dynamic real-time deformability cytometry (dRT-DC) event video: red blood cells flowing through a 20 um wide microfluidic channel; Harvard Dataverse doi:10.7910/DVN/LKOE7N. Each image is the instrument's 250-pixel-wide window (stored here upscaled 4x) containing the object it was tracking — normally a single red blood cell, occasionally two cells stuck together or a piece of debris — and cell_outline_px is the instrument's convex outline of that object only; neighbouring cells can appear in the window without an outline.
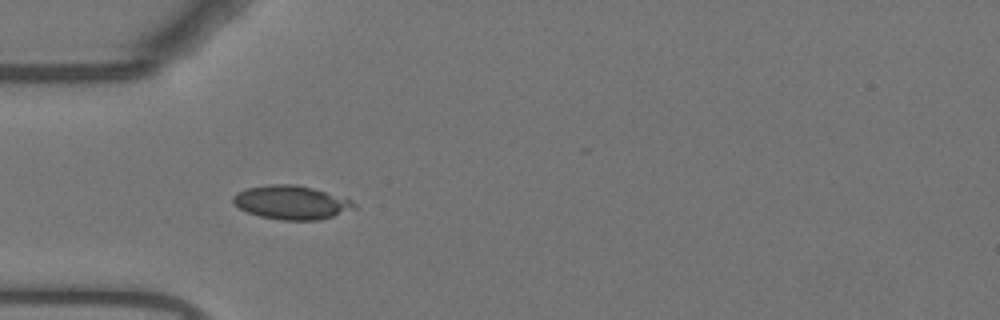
{"species": "Egyptian fruit bat (a non-hibernating species)", "species_latin": "Rousettus aegyptiacus", "temperature_condition": "warm", "stored_images_in_passage": 15, "camera_frame_rate_fps": 3000, "um_per_image_px": 0.085, "animal": {"sex": "female"}, "frame": {"image": 1, "passage_image": 5, "time_ms": 1.333, "image_size_px": [1000, 320], "cell_outline_px": [[356, 208], [320, 220], [280, 220], [260, 216], [248, 212], [240, 208], [232, 200], [232, 196], [236, 192], [248, 188], [268, 184], [296, 184], [312, 188], [352, 200], [356, 204]], "centroid_in_image_um": [24.75, 17.2], "position_along_channel_um": 60.2, "area_um2": 23.64}}
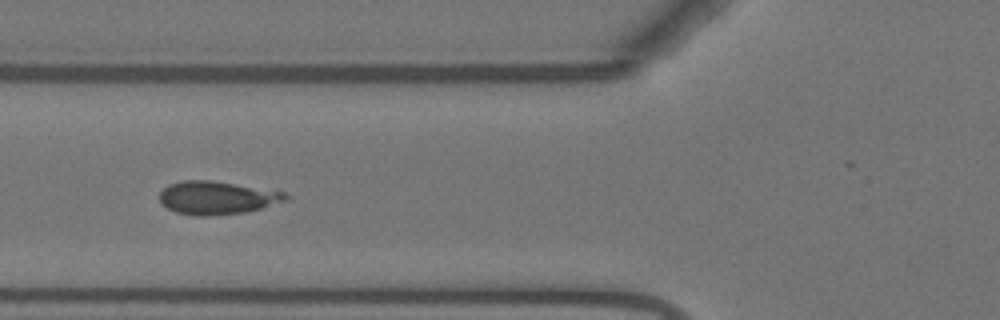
{"frame": {"image": 2, "passage_image": 9, "time_ms": 2.667, "image_size_px": [1000, 320], "cell_outline_px": [[292, 196], [288, 200], [260, 208], [244, 212], [208, 216], [196, 216], [176, 212], [160, 204], [160, 192], [168, 184], [184, 180], [212, 180], [284, 192]], "centroid_in_image_um": [18.43, 16.81], "position_along_channel_um": 107.4, "area_um2": 24.33}}